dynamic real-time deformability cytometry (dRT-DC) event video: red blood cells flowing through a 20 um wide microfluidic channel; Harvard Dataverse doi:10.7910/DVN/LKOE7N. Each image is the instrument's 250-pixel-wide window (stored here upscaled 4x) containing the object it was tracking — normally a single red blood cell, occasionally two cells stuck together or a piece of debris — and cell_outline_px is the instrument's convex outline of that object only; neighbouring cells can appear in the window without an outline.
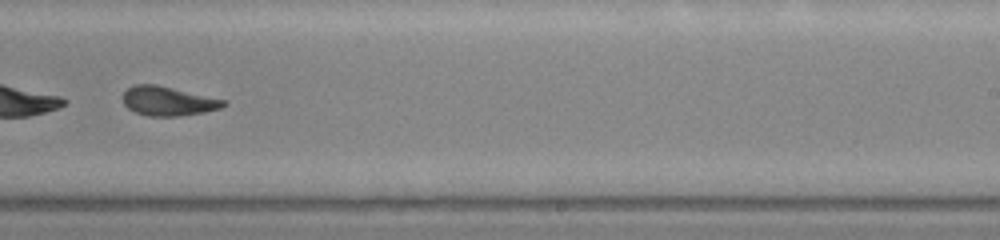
{"species": "common noctule bat (a hibernating species)", "species_latin": "Nyctalus noctula", "temperature_condition": "warm", "stored_images_in_passage": 37, "camera_frame_rate_fps": 3000, "um_per_image_px": 0.085, "animal": {"sex": "male", "body_mass_g": 20.0, "forearm_length_mm": 53.3}, "frame": {"image": 1, "passage_image": 22, "time_ms": 7.0, "image_size_px": [1000, 240], "cell_outline_px": [[224, 104], [220, 108], [204, 112], [176, 116], [148, 116], [136, 112], [128, 108], [124, 104], [124, 92], [128, 88], [136, 84], [156, 84], [224, 100]], "centroid_in_image_um": [14.24, 8.59], "position_along_channel_um": 274.8, "area_um2": 16.7}, "authors_computed_cell_mechanics": {"area_um2": 17.629, "velocity_mm_per_s": 4.3399, "shape_relaxation_time_tau1_ms": 4.888, "shape_relaxation_time_tau2_ms": 2.8699, "deformation_change_tau1": 0.1753, "deformation_change_tau2": 0.1104}}